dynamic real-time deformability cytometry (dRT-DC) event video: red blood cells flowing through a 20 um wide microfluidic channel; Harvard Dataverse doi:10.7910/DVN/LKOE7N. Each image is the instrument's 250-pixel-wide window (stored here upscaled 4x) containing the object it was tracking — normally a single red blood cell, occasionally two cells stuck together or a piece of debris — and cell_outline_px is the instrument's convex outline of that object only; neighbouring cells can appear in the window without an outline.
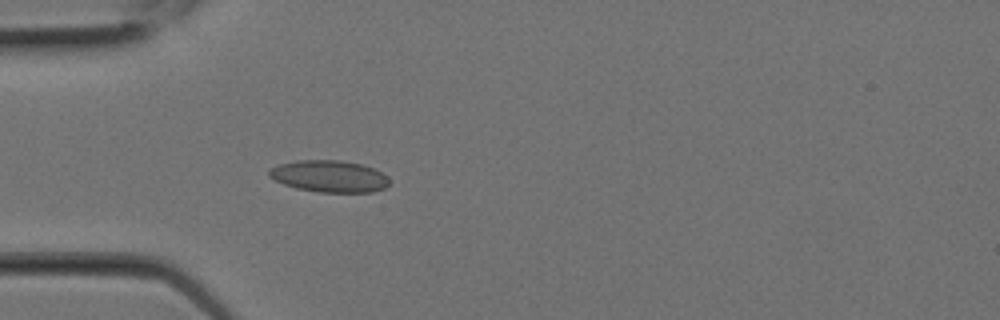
{"species": "Egyptian fruit bat (a non-hibernating species)", "species_latin": "Rousettus aegyptiacus", "temperature_condition": "room temperature", "stored_images_in_passage": 7, "camera_frame_rate_fps": 3000, "um_per_image_px": 0.085, "animal": {"sex": "female"}, "frame": {"image": 1, "passage_image": 7, "time_ms": 2.0, "image_size_px": [1000, 320], "cell_outline_px": [[388, 184], [384, 188], [372, 192], [320, 192], [296, 188], [284, 184], [268, 176], [268, 172], [272, 168], [280, 164], [296, 160], [340, 160], [360, 164], [372, 168], [388, 176]], "centroid_in_image_um": [27.98, 14.98], "position_along_channel_um": 57.0, "area_um2": 22.08}}